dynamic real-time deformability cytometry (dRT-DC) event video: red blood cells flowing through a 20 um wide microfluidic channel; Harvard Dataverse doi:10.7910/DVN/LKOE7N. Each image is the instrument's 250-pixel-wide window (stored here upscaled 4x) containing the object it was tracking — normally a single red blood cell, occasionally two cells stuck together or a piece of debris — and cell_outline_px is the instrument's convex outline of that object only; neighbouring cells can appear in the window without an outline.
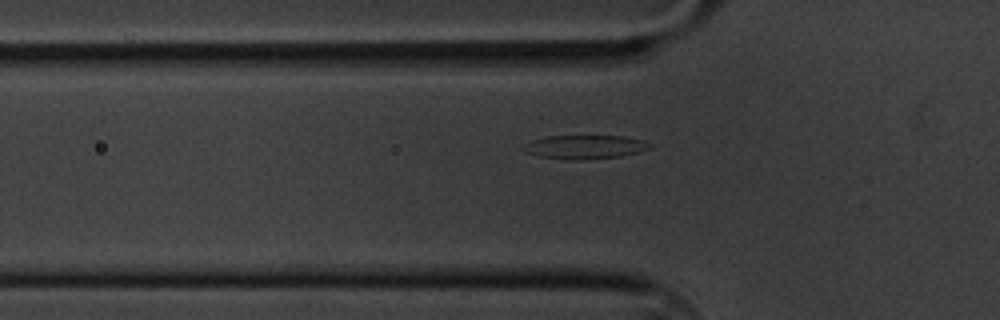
{"species": "common noctule bat (a hibernating species)", "species_latin": "Nyctalus noctula", "temperature_condition": "cold", "stored_images_in_passage": 40, "camera_frame_rate_fps": 3000, "um_per_image_px": 0.085, "animal": {"sex": "male", "body_mass_g": 20.1, "forearm_length_mm": 53.5}, "frame": {"image": 1, "passage_image": 3, "time_ms": 0.667, "image_size_px": [1000, 320], "cell_outline_px": [[656, 144], [652, 148], [640, 152], [620, 156], [584, 160], [576, 160], [540, 156], [524, 152], [520, 148], [524, 144], [532, 140], [548, 136], [624, 136], [644, 140]], "centroid_in_image_um": [49.77, 12.49], "position_along_channel_um": 76.0, "area_um2": 17.74}}
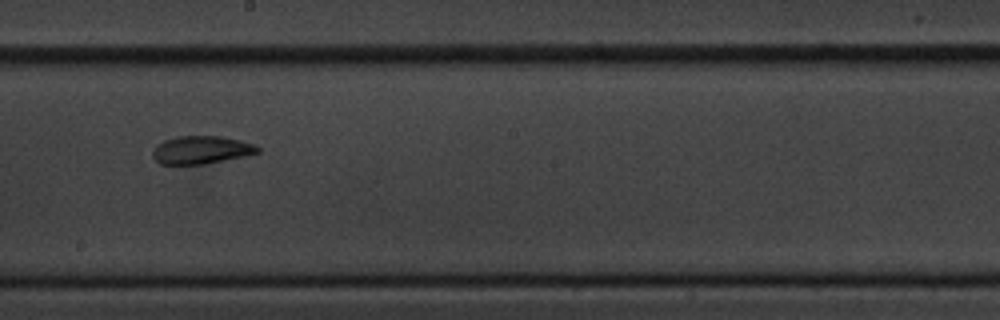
{"frame": {"image": 2, "passage_image": 17, "time_ms": 5.333, "image_size_px": [1000, 320], "cell_outline_px": [[260, 152], [244, 156], [204, 164], [160, 164], [152, 156], [152, 152], [156, 144], [164, 140], [180, 136], [220, 136], [240, 140], [256, 144], [260, 148]], "centroid_in_image_um": [17.11, 12.74], "position_along_channel_um": 231.1, "area_um2": 17.11}}
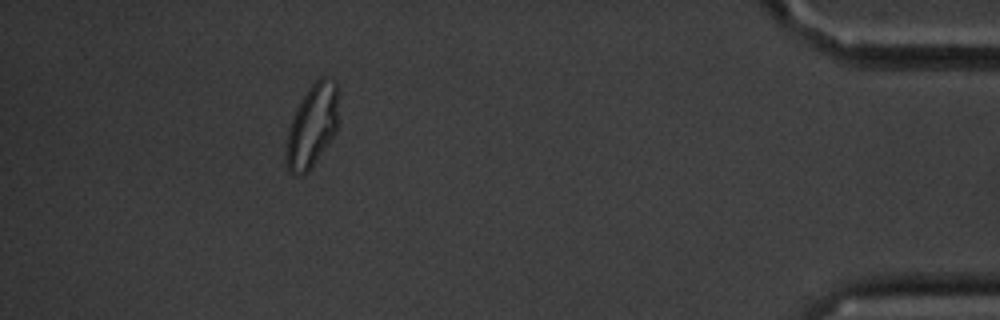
{"frame": {"image": 3, "passage_image": 38, "time_ms": 12.333, "image_size_px": [1000, 320], "cell_outline_px": [[340, 92], [336, 132], [308, 172], [300, 176], [288, 172], [288, 132], [292, 116], [300, 100], [308, 88], [320, 76], [324, 76], [336, 80]], "centroid_in_image_um": [26.59, 10.61], "position_along_channel_um": 408.6, "area_um2": 25.32}}